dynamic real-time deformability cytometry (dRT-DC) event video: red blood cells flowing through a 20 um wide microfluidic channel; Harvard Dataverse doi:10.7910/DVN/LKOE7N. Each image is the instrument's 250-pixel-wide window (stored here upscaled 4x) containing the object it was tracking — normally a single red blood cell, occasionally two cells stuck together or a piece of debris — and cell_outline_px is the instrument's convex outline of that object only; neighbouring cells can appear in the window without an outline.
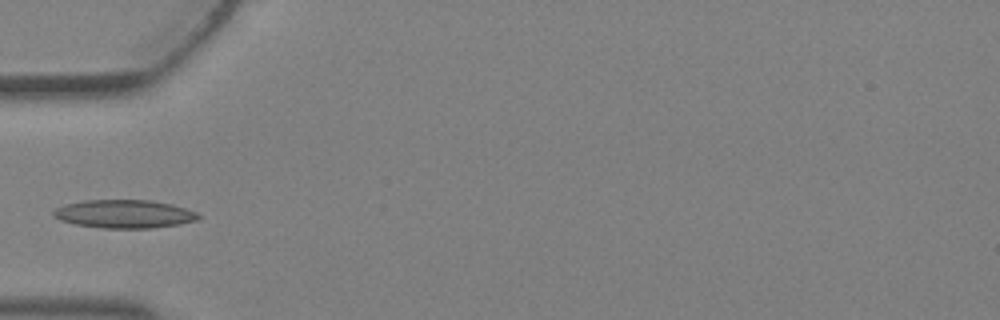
{"species": "Egyptian fruit bat (a non-hibernating species)", "species_latin": "Rousettus aegyptiacus", "temperature_condition": "warm", "stored_images_in_passage": 4, "camera_frame_rate_fps": 3000, "um_per_image_px": 0.085, "animal": {"sex": "female"}, "frame": {"image": 1, "passage_image": 4, "time_ms": 1.0, "image_size_px": [1000, 320], "cell_outline_px": [[200, 220], [180, 224], [152, 228], [100, 228], [76, 224], [60, 220], [52, 216], [52, 212], [56, 208], [64, 204], [84, 200], [148, 200], [172, 204], [200, 212]], "centroid_in_image_um": [10.6, 18.18], "position_along_channel_um": 74.4, "area_um2": 24.16}}